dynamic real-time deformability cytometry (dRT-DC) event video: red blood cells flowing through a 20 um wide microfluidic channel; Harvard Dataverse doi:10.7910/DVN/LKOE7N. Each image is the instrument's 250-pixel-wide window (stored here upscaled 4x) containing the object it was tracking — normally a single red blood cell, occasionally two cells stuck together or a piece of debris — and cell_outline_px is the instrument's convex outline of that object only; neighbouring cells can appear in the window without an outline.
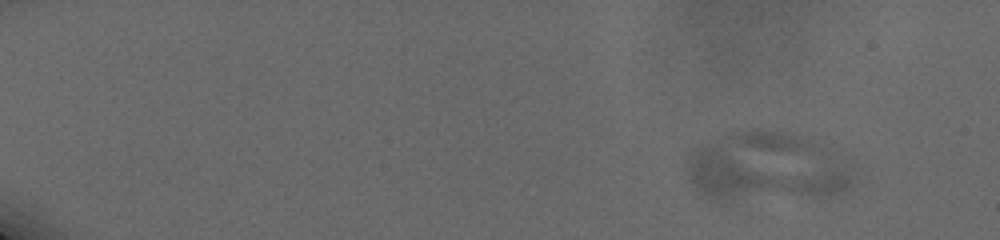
{"species": "human", "species_latin": "Homo sapiens", "temperature_condition": "cold", "stored_images_in_passage": 32, "camera_frame_rate_fps": 3000, "um_per_image_px": 0.085, "donor": {"sex": "male"}, "frame": {"image": 1, "passage_image": 4, "time_ms": 1.667, "image_size_px": [1000, 240], "cell_outline_px": [[860, 180], [852, 188], [844, 192], [828, 196], [724, 204], [720, 204], [704, 200], [692, 188], [688, 176], [688, 156], [692, 152], [704, 144], [724, 136], [740, 132], [772, 132], [796, 136], [828, 144], [852, 160]], "centroid_in_image_um": [65.3, 14.35], "position_along_channel_um": 19.7, "area_um2": 70.34}}
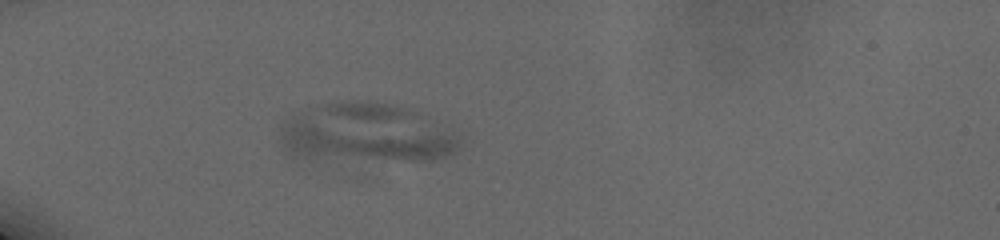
{"frame": {"image": 2, "passage_image": 16, "time_ms": 6.333, "image_size_px": [1000, 240], "cell_outline_px": [[460, 148], [456, 152], [448, 156], [436, 160], [292, 160], [284, 152], [280, 140], [280, 128], [284, 120], [300, 112], [324, 104], [344, 100], [368, 100], [388, 104], [416, 112], [452, 124], [460, 144]], "centroid_in_image_um": [31.12, 11.36], "position_along_channel_um": 53.9, "area_um2": 63.81}}